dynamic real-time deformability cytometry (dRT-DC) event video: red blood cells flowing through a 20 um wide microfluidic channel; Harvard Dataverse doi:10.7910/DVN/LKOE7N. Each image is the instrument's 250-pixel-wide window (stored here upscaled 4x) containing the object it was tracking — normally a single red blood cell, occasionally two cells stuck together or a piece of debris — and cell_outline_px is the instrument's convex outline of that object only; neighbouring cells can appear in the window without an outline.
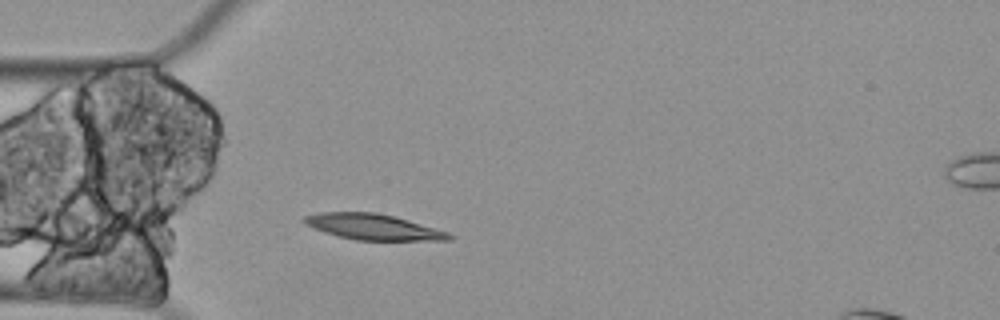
{"species": "Egyptian fruit bat (a non-hibernating species)", "species_latin": "Rousettus aegyptiacus", "temperature_condition": "cold", "stored_images_in_passage": 4, "camera_frame_rate_fps": 3000, "um_per_image_px": 0.085, "animal": {"sex": "female"}, "frame": {"image": 1, "passage_image": 3, "time_ms": 0.667, "image_size_px": [1000, 320], "cell_outline_px": [[456, 236], [452, 240], [356, 240], [336, 236], [312, 228], [304, 224], [300, 220], [304, 216], [320, 212], [376, 212], [408, 220], [436, 228], [448, 232]], "centroid_in_image_um": [31.69, 19.29], "position_along_channel_um": 53.3, "area_um2": 21.91}}